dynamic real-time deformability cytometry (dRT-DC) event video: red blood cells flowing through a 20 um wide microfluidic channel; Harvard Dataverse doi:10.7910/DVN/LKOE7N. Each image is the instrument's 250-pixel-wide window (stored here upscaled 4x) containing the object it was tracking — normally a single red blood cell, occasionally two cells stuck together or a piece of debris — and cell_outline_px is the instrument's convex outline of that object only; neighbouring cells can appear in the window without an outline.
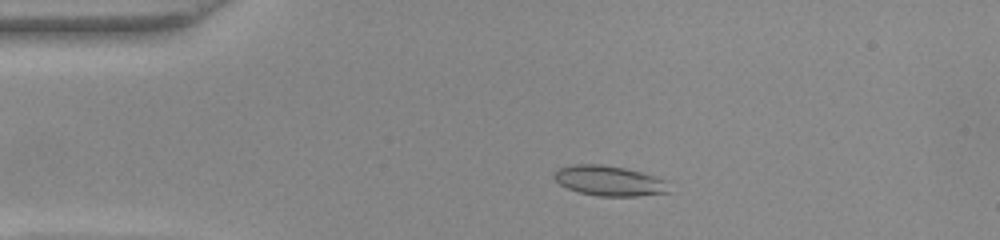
{"species": "common noctule bat (a hibernating species)", "species_latin": "Nyctalus noctula", "temperature_condition": "warm", "stored_images_in_passage": 50, "camera_frame_rate_fps": 3000, "um_per_image_px": 0.085, "animal": {"sex": "female", "body_mass_g": 22.0, "forearm_length_mm": 56.7}, "frame": {"image": 1, "passage_image": 8, "time_ms": 2.333, "image_size_px": [1000, 240], "cell_outline_px": [[672, 192], [636, 196], [596, 196], [576, 192], [560, 184], [552, 176], [560, 168], [576, 164], [600, 164], [624, 168], [640, 172], [668, 180]], "centroid_in_image_um": [51.84, 15.38], "position_along_channel_um": 33.2, "area_um2": 20.29}}
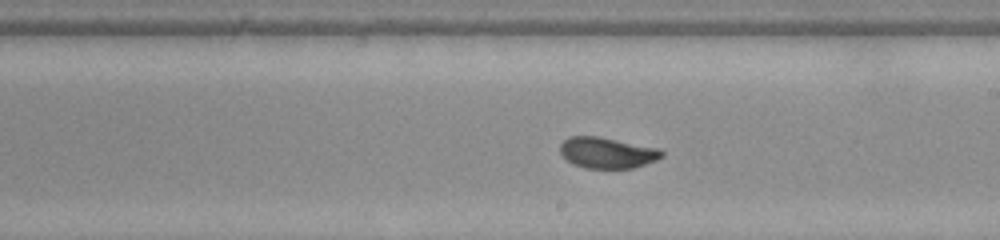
{"frame": {"image": 2, "passage_image": 27, "time_ms": 8.667, "image_size_px": [1000, 240], "cell_outline_px": [[664, 156], [656, 160], [632, 168], [584, 168], [572, 164], [560, 152], [560, 144], [568, 136], [596, 136], [660, 148], [664, 152]], "centroid_in_image_um": [51.61, 12.98], "position_along_channel_um": 237.4, "area_um2": 18.32}}
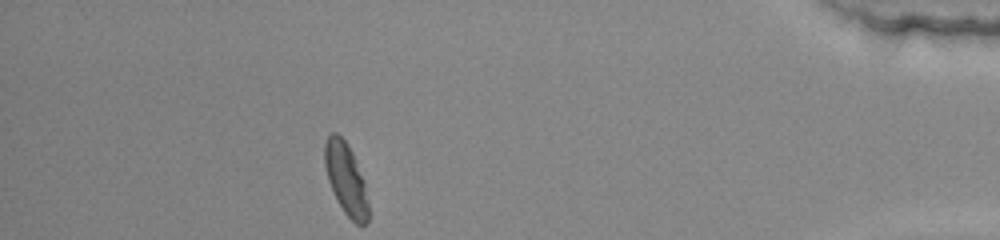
{"frame": {"image": 3, "passage_image": 44, "time_ms": 14.333, "image_size_px": [1000, 240], "cell_outline_px": [[368, 224], [356, 224], [344, 212], [328, 180], [324, 164], [324, 144], [328, 136], [332, 132], [336, 132], [344, 140], [352, 152], [356, 160], [364, 180], [368, 204]], "centroid_in_image_um": [29.41, 15.19], "position_along_channel_um": 405.8, "area_um2": 18.03}, "authors_computed_cell_mechanics": {"area_um2": 18.785, "velocity_mm_per_s": 3.8923, "shape_relaxation_time_tau1_ms": 3.7504, "shape_relaxation_time_tau2_ms": 0.7119, "deformation_change_tau1": 0.1311, "deformation_change_tau2": 0.0426}}